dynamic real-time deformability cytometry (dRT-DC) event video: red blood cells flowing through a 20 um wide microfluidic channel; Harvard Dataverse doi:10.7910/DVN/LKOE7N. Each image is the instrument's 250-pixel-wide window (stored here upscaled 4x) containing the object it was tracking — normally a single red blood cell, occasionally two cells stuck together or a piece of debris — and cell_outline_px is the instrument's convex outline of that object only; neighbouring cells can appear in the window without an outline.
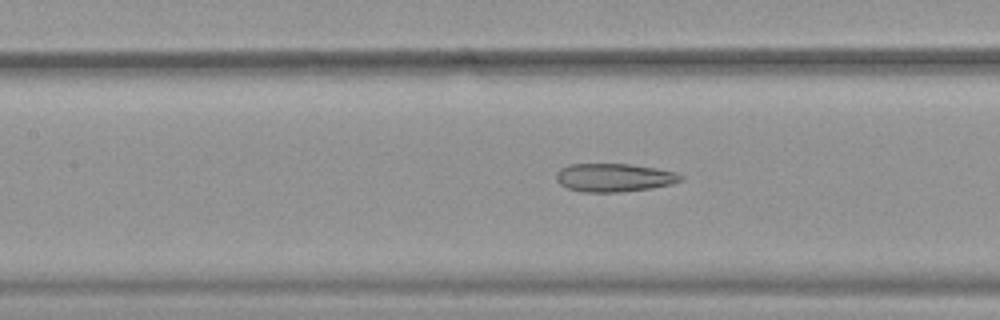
{"species": "common noctule bat (a hibernating species)", "species_latin": "Nyctalus noctula", "temperature_condition": "warm", "stored_images_in_passage": 51, "camera_frame_rate_fps": 3000, "um_per_image_px": 0.085, "animal": {"sex": "female", "body_mass_g": 19.9}, "frame": {"image": 1, "passage_image": 23, "time_ms": 7.333, "image_size_px": [1000, 320], "cell_outline_px": [[684, 180], [672, 184], [652, 188], [620, 192], [584, 192], [568, 188], [560, 184], [556, 180], [556, 172], [560, 168], [568, 164], [628, 164], [656, 168], [676, 172], [684, 176]], "centroid_in_image_um": [52.21, 15.09], "position_along_channel_um": 155.2, "area_um2": 20.69}}
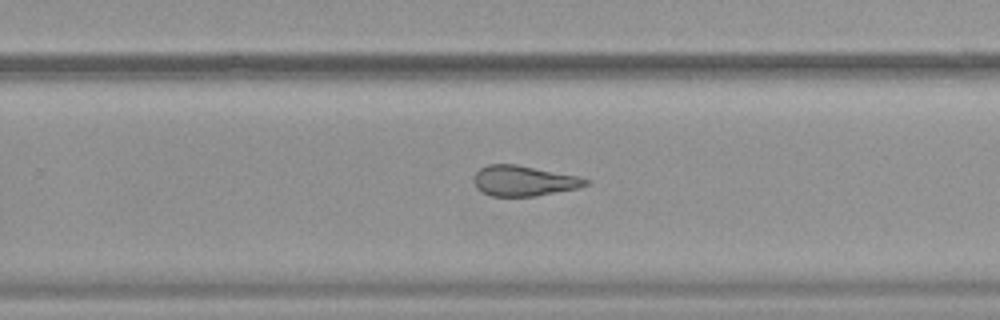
{"frame": {"image": 2, "passage_image": 33, "time_ms": 10.667, "image_size_px": [1000, 320], "cell_outline_px": [[592, 180], [588, 184], [580, 188], [536, 196], [492, 196], [476, 188], [472, 180], [476, 172], [480, 168], [488, 164], [516, 164], [580, 176]], "centroid_in_image_um": [44.55, 15.36], "position_along_channel_um": 285.2, "area_um2": 20.06}}
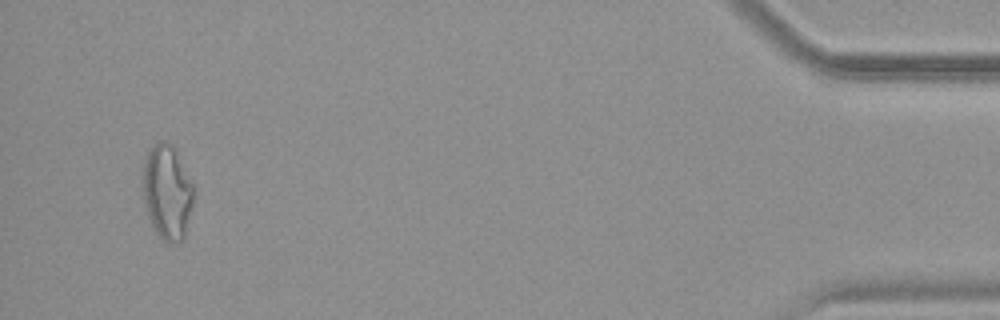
{"frame": {"image": 3, "passage_image": 49, "time_ms": 16.0, "image_size_px": [1000, 320], "cell_outline_px": [[192, 204], [184, 240], [168, 244], [152, 228], [144, 204], [140, 180], [144, 160], [152, 144], [160, 140], [164, 140], [172, 144], [176, 148], [192, 184]], "centroid_in_image_um": [14.16, 16.3], "position_along_channel_um": 421.0, "area_um2": 28.55}, "authors_computed_cell_mechanics": {"area_um2": 24.9118, "velocity_mm_per_s": 3.9224, "shape_relaxation_time_tau1_ms": null, "shape_relaxation_time_tau2_ms": 2.6553, "deformation_change_tau1": null, "deformation_change_tau2": 0.1282}}